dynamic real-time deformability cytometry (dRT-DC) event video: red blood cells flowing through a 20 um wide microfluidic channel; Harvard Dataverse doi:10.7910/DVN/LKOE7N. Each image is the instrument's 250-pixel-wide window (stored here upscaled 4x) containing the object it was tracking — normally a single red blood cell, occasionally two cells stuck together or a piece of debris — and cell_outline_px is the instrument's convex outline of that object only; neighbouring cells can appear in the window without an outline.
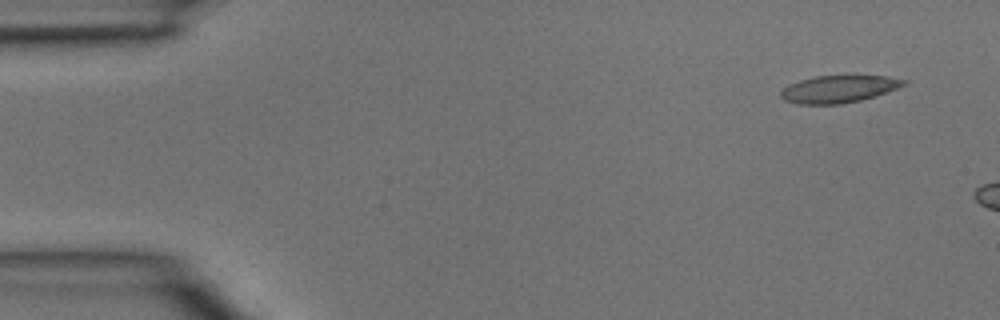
{"species": "common noctule bat (a hibernating species)", "species_latin": "Nyctalus noctula", "temperature_condition": "room temperature", "stored_images_in_passage": 3, "camera_frame_rate_fps": 3000, "um_per_image_px": 0.085, "animal": {"sex": "male", "body_mass_g": 15.6}, "frame": {"image": 1, "passage_image": 1, "time_ms": 0.0, "image_size_px": [1000, 320], "cell_outline_px": [[908, 84], [860, 100], [840, 104], [800, 104], [784, 100], [780, 96], [780, 92], [788, 84], [800, 80], [816, 76], [888, 76], [908, 80]], "centroid_in_image_um": [71.27, 7.56], "position_along_channel_um": 13.7, "area_um2": 19.31}}